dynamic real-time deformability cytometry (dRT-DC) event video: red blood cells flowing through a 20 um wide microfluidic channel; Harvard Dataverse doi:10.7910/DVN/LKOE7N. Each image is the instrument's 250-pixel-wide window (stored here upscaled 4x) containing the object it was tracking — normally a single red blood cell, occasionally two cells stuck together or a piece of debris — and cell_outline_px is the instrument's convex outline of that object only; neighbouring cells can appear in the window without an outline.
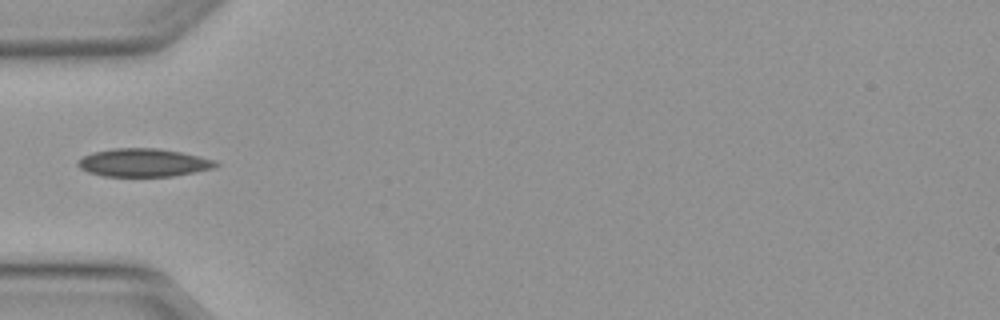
{"species": "Egyptian fruit bat (a non-hibernating species)", "species_latin": "Rousettus aegyptiacus", "temperature_condition": "warm", "stored_images_in_passage": 27, "camera_frame_rate_fps": 3000, "um_per_image_px": 0.085, "animal": {"sex": "female"}, "frame": {"image": 1, "passage_image": 1, "time_ms": 0.0, "image_size_px": [1000, 320], "cell_outline_px": [[220, 164], [216, 168], [172, 176], [104, 176], [88, 172], [80, 168], [76, 164], [76, 160], [92, 152], [112, 148], [160, 148], [180, 152], [216, 160]], "centroid_in_image_um": [12.19, 13.82], "position_along_channel_um": 72.8, "area_um2": 22.72}}
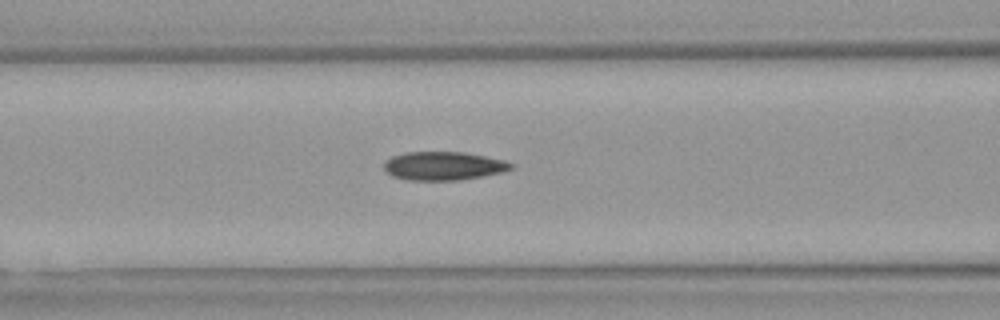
{"frame": {"image": 2, "passage_image": 5, "time_ms": 1.333, "image_size_px": [1000, 320], "cell_outline_px": [[516, 164], [512, 168], [504, 172], [460, 180], [408, 180], [392, 176], [384, 168], [384, 160], [392, 156], [404, 152], [464, 152], [504, 160]], "centroid_in_image_um": [37.7, 14.1], "position_along_channel_um": 128.9, "area_um2": 21.21}}
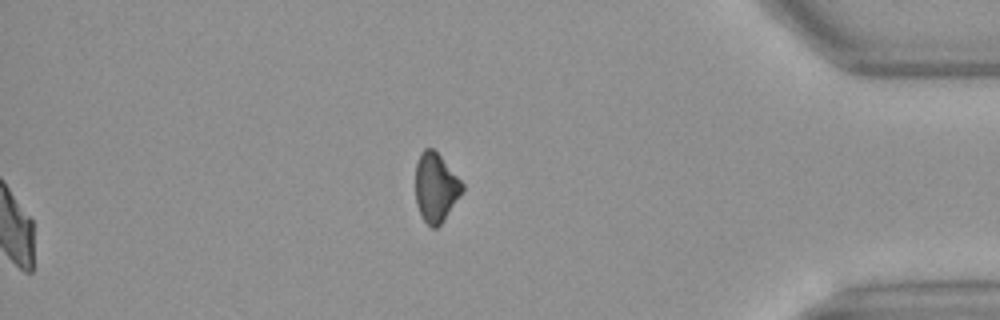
{"frame": {"image": 3, "passage_image": 27, "time_ms": 8.667, "image_size_px": [1000, 320], "cell_outline_px": [[464, 192], [444, 220], [436, 228], [432, 228], [424, 220], [416, 204], [416, 164], [420, 152], [424, 148], [432, 148], [440, 156], [464, 184]], "centroid_in_image_um": [37.05, 15.94], "position_along_channel_um": 398.1, "area_um2": 18.79}}